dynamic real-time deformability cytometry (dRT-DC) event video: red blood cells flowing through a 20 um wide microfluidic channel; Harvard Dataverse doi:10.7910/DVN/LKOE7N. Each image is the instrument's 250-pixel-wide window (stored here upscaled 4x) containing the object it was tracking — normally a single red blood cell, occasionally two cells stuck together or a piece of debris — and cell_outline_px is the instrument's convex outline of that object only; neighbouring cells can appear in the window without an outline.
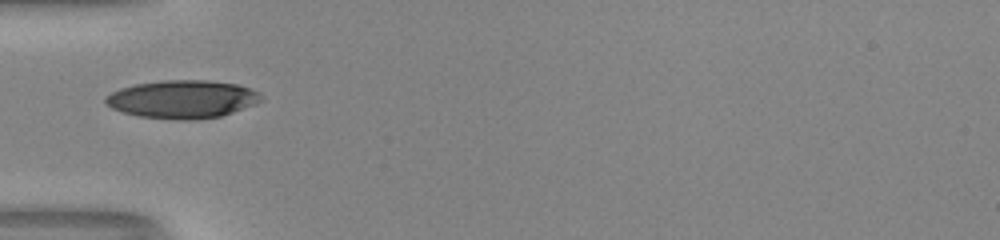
{"species": "human", "species_latin": "Homo sapiens", "temperature_condition": "room temperature", "stored_images_in_passage": 35, "camera_frame_rate_fps": 3000, "um_per_image_px": 0.085, "donor": {"sex": "male"}, "frame": {"image": 1, "passage_image": 1, "time_ms": 0.0, "image_size_px": [1000, 240], "cell_outline_px": [[264, 100], [256, 104], [220, 116], [196, 120], [172, 120], [140, 116], [124, 112], [112, 108], [104, 104], [104, 96], [120, 88], [136, 84], [164, 80], [208, 80], [236, 84], [248, 88], [256, 92]], "centroid_in_image_um": [15.47, 8.44], "position_along_channel_um": 69.5, "area_um2": 34.51}}
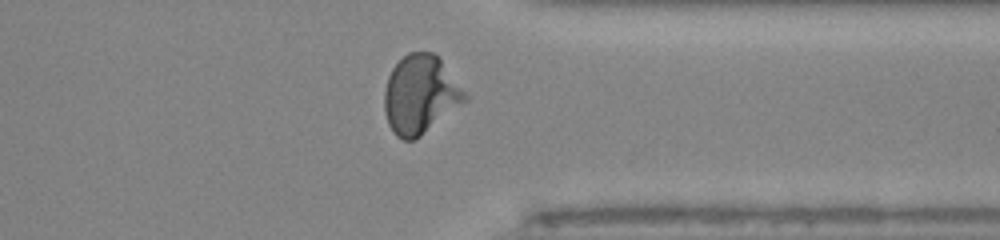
{"frame": {"image": 2, "passage_image": 24, "time_ms": 7.667, "image_size_px": [1000, 240], "cell_outline_px": [[468, 100], [416, 140], [404, 140], [396, 136], [392, 132], [388, 124], [384, 112], [384, 92], [388, 76], [392, 68], [408, 52], [432, 52], [440, 56], [468, 96]], "centroid_in_image_um": [35.73, 8.05], "position_along_channel_um": 375.7, "area_um2": 37.22}}
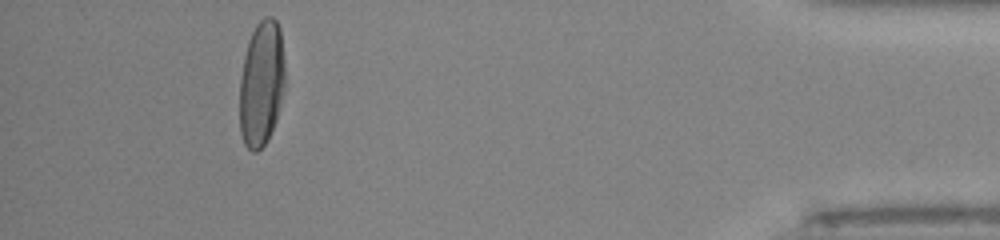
{"frame": {"image": 3, "passage_image": 31, "time_ms": 10.0, "image_size_px": [1000, 240], "cell_outline_px": [[284, 92], [276, 120], [268, 140], [256, 152], [252, 152], [244, 144], [240, 132], [240, 80], [244, 56], [248, 40], [256, 24], [264, 16], [272, 16], [276, 20], [280, 28], [284, 60]], "centroid_in_image_um": [22.23, 7.09], "position_along_channel_um": 413.0, "area_um2": 33.47}, "authors_computed_cell_mechanics": {"area_um2": 34.1598, "velocity_mm_per_s": 4.0395, "shape_relaxation_time_tau1_ms": 5.3475, "shape_relaxation_time_tau2_ms": null, "deformation_change_tau1": 0.2246, "deformation_change_tau2": null}}